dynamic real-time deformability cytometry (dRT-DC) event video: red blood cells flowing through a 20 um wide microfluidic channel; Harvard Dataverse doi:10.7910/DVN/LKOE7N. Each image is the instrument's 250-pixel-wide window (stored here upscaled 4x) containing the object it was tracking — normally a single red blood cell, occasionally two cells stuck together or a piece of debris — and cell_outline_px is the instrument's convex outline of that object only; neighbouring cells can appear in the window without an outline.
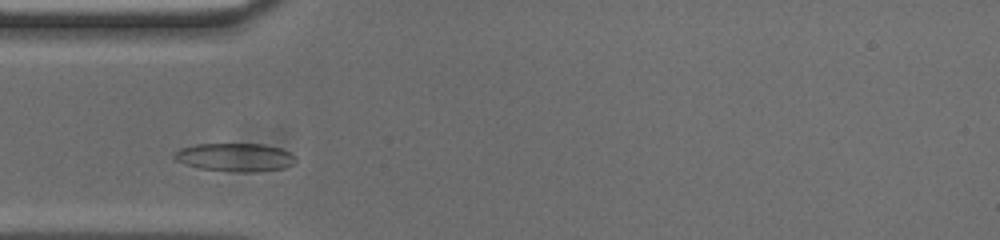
{"species": "common noctule bat (a hibernating species)", "species_latin": "Nyctalus noctula", "temperature_condition": "cold", "stored_images_in_passage": 40, "camera_frame_rate_fps": 3000, "um_per_image_px": 0.085, "animal": {"sex": "male", "body_mass_g": 20.0, "forearm_length_mm": 53.3}, "frame": {"image": 1, "passage_image": 5, "time_ms": 1.333, "image_size_px": [1000, 240], "cell_outline_px": [[296, 164], [284, 168], [248, 172], [228, 172], [200, 168], [184, 164], [176, 160], [172, 156], [172, 152], [180, 148], [196, 144], [264, 144], [280, 148], [292, 152], [296, 156]], "centroid_in_image_um": [19.99, 13.37], "position_along_channel_um": 65.0, "area_um2": 20.35}}
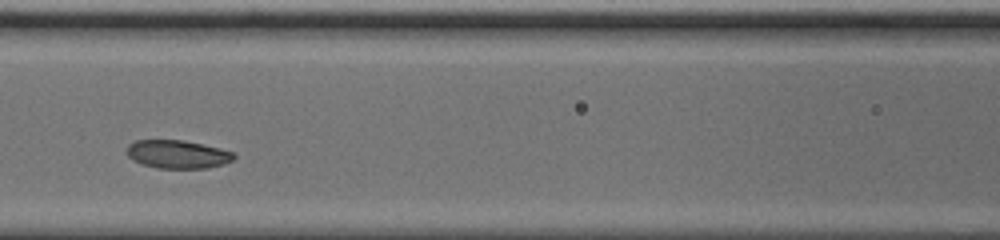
{"frame": {"image": 2, "passage_image": 12, "time_ms": 3.667, "image_size_px": [1000, 240], "cell_outline_px": [[236, 156], [232, 160], [224, 164], [208, 168], [156, 168], [132, 160], [128, 156], [128, 144], [136, 140], [184, 140], [220, 148], [236, 152]], "centroid_in_image_um": [15.13, 13.11], "position_along_channel_um": 151.5, "area_um2": 17.69}}
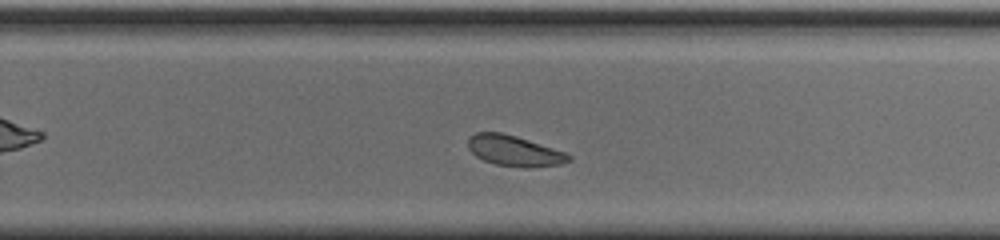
{"frame": {"image": 3, "passage_image": 23, "time_ms": 7.333, "image_size_px": [1000, 240], "cell_outline_px": [[572, 160], [564, 164], [532, 168], [524, 168], [496, 164], [484, 160], [476, 156], [468, 148], [468, 140], [476, 132], [500, 132], [516, 136], [564, 152], [572, 156]], "centroid_in_image_um": [43.75, 12.84], "position_along_channel_um": 286.1, "area_um2": 17.92}, "authors_computed_cell_mechanics": {"area_um2": 18.6116, "velocity_mm_per_s": 3.6866, "shape_relaxation_time_tau1_ms": 2.419, "shape_relaxation_time_tau2_ms": 6.1726, "deformation_change_tau1": 0.0907, "deformation_change_tau2": 0.1035}}